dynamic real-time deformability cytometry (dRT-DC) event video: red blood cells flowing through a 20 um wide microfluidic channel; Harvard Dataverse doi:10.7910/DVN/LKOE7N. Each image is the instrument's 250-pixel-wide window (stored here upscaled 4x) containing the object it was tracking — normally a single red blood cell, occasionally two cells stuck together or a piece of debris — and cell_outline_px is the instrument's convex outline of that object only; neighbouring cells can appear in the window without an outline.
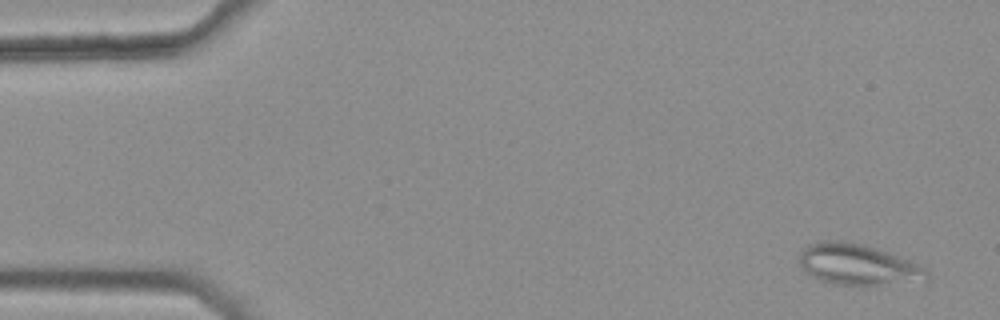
{"species": "common noctule bat (a hibernating species)", "species_latin": "Nyctalus noctula", "temperature_condition": "warm", "stored_images_in_passage": 45, "camera_frame_rate_fps": 3000, "um_per_image_px": 0.085, "animal": {"sex": "female", "body_mass_g": 25.1}, "frame": {"image": 1, "passage_image": 3, "time_ms": 0.667, "image_size_px": [1000, 320], "cell_outline_px": [[928, 276], [876, 284], [836, 284], [820, 280], [804, 272], [800, 264], [800, 252], [808, 244], [824, 240], [844, 240], [876, 248], [888, 252], [908, 260], [924, 268], [928, 272]], "centroid_in_image_um": [72.74, 22.43], "position_along_channel_um": 12.3, "area_um2": 29.13}}
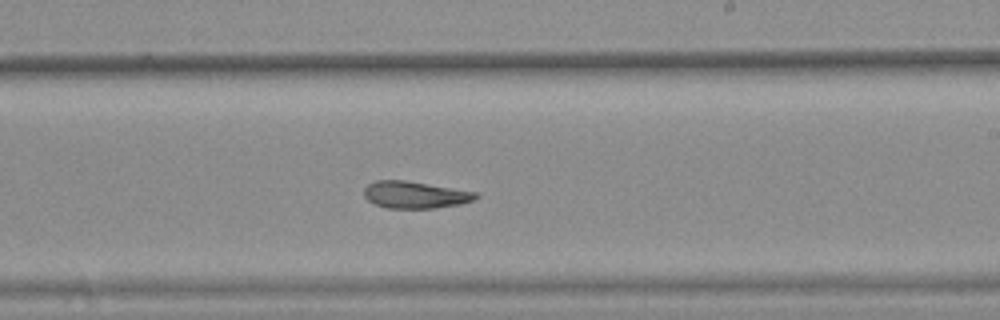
{"frame": {"image": 2, "passage_image": 32, "time_ms": 10.333, "image_size_px": [1000, 320], "cell_outline_px": [[480, 196], [472, 200], [460, 204], [436, 208], [388, 208], [376, 204], [368, 200], [364, 196], [364, 188], [372, 180], [404, 180], [476, 192]], "centroid_in_image_um": [35.25, 16.55], "position_along_channel_um": 253.8, "area_um2": 17.46}}
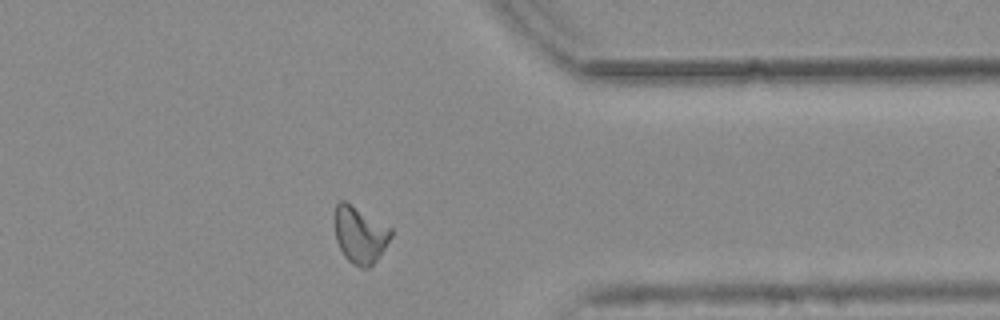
{"frame": {"image": 3, "passage_image": 43, "time_ms": 14.0, "image_size_px": [1000, 320], "cell_outline_px": [[392, 236], [380, 256], [368, 268], [360, 268], [352, 264], [344, 256], [336, 240], [332, 216], [336, 204], [340, 200], [344, 200], [392, 228]], "centroid_in_image_um": [30.56, 19.94], "position_along_channel_um": 380.8, "area_um2": 18.96}, "authors_computed_cell_mechanics": {"area_um2": 19.074, "velocity_mm_per_s": 3.7423, "shape_relaxation_time_tau1_ms": null, "shape_relaxation_time_tau2_ms": 8.0752, "deformation_change_tau1": null, "deformation_change_tau2": 0.1614}}